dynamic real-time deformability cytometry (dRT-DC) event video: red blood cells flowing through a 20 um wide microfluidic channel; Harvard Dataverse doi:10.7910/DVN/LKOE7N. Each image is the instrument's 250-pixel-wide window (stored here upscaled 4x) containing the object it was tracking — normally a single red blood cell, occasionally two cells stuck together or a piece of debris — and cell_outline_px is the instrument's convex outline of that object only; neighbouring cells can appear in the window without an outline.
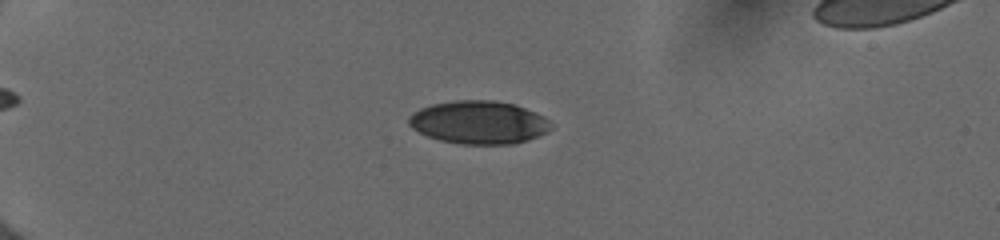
{"species": "human", "species_latin": "Homo sapiens", "temperature_condition": "cold", "stored_images_in_passage": 20, "camera_frame_rate_fps": 3000, "um_per_image_px": 0.085, "donor": {"sex": "female"}, "frame": {"image": 1, "passage_image": 10, "time_ms": 4.667, "image_size_px": [1000, 240], "cell_outline_px": [[552, 128], [548, 132], [528, 140], [512, 144], [460, 144], [440, 140], [428, 136], [412, 128], [408, 124], [408, 116], [412, 112], [420, 108], [432, 104], [456, 100], [492, 100], [512, 104], [536, 112], [544, 116], [552, 124]], "centroid_in_image_um": [40.7, 10.4], "position_along_channel_um": 44.3, "area_um2": 35.78}}
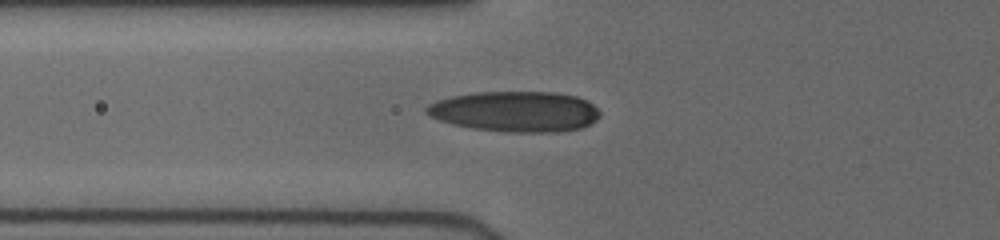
{"frame": {"image": 2, "passage_image": 17, "time_ms": 7.0, "image_size_px": [1000, 240], "cell_outline_px": [[600, 116], [596, 120], [580, 128], [560, 132], [504, 132], [472, 128], [452, 124], [428, 116], [424, 112], [424, 108], [428, 104], [436, 100], [452, 96], [476, 92], [556, 92], [576, 96], [592, 104], [600, 112]], "centroid_in_image_um": [43.76, 9.48], "position_along_channel_um": 82.0, "area_um2": 41.15}}
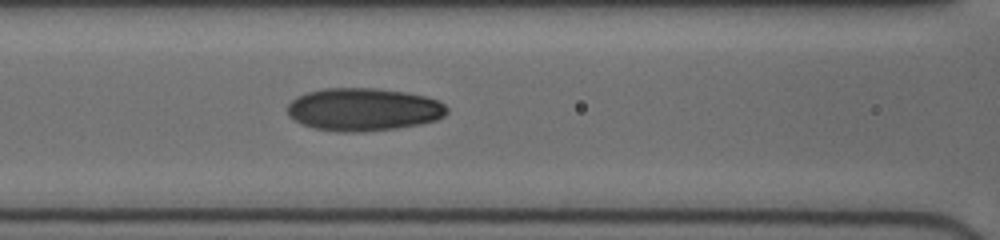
{"frame": {"image": 3, "passage_image": 20, "time_ms": 8.333, "image_size_px": [1000, 240], "cell_outline_px": [[448, 112], [444, 116], [436, 120], [420, 124], [396, 128], [364, 132], [336, 132], [312, 128], [300, 124], [288, 116], [288, 104], [296, 96], [308, 92], [324, 88], [372, 88], [404, 92], [424, 96], [436, 100], [444, 104], [448, 108]], "centroid_in_image_um": [30.86, 9.32], "position_along_channel_um": 135.7, "area_um2": 40.0}}